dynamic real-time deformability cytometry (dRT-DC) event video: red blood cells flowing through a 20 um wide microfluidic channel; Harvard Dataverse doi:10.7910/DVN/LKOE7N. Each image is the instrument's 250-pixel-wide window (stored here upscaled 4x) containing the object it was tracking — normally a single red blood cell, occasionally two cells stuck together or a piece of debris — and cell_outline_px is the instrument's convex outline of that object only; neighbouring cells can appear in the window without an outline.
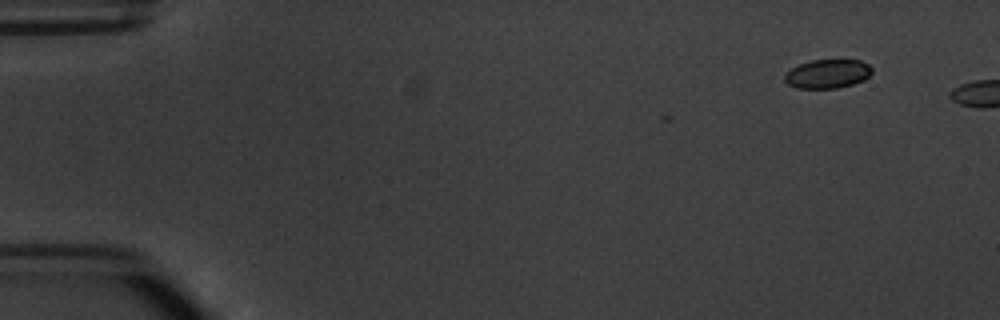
{"species": "common noctule bat (a hibernating species)", "species_latin": "Nyctalus noctula", "temperature_condition": "warm", "stored_images_in_passage": 5, "segment_of_instrument_passage": [2, 2], "camera_frame_rate_fps": 3000, "um_per_image_px": 0.085, "animal": {"sex": "male", "body_mass_g": 20.1, "forearm_length_mm": 53.5}, "frame": {"image": 1, "passage_image": 5, "time_ms": 5.0, "image_size_px": [1000, 320], "cell_outline_px": [[872, 72], [864, 80], [852, 84], [836, 88], [796, 88], [788, 84], [784, 80], [784, 76], [792, 68], [800, 64], [812, 60], [860, 60], [868, 64], [872, 68]], "centroid_in_image_um": [70.35, 6.27], "position_along_channel_um": 14.6, "area_um2": 14.57}}